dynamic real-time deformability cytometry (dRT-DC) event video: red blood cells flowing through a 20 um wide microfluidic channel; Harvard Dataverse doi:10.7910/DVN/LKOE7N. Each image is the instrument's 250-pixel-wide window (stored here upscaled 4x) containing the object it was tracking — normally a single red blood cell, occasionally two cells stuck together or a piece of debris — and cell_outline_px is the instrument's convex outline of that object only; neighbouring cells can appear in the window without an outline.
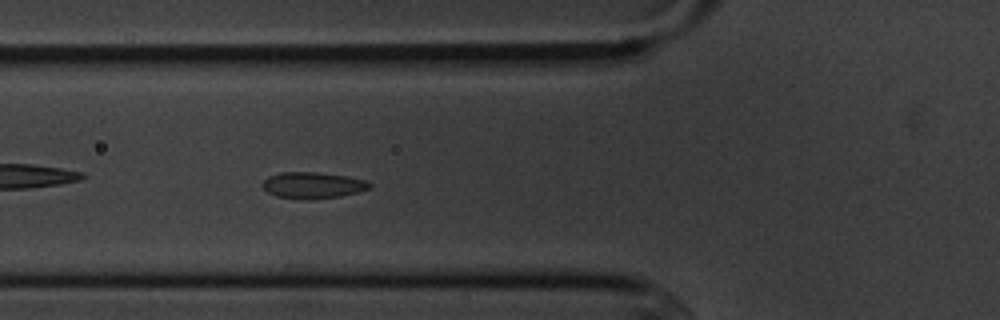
{"species": "common noctule bat (a hibernating species)", "species_latin": "Nyctalus noctula", "temperature_condition": "cold", "stored_images_in_passage": 6, "camera_frame_rate_fps": 3000, "um_per_image_px": 0.085, "animal": {"sex": "male", "body_mass_g": 20.1, "forearm_length_mm": 53.5}, "frame": {"image": 1, "passage_image": 6, "time_ms": 6.667, "image_size_px": [1000, 320], "cell_outline_px": [[372, 188], [340, 196], [308, 200], [304, 200], [276, 196], [268, 192], [260, 184], [268, 176], [280, 172], [320, 172], [348, 176], [364, 180], [372, 184]], "centroid_in_image_um": [26.57, 15.74], "position_along_channel_um": 99.2, "area_um2": 16.59}}